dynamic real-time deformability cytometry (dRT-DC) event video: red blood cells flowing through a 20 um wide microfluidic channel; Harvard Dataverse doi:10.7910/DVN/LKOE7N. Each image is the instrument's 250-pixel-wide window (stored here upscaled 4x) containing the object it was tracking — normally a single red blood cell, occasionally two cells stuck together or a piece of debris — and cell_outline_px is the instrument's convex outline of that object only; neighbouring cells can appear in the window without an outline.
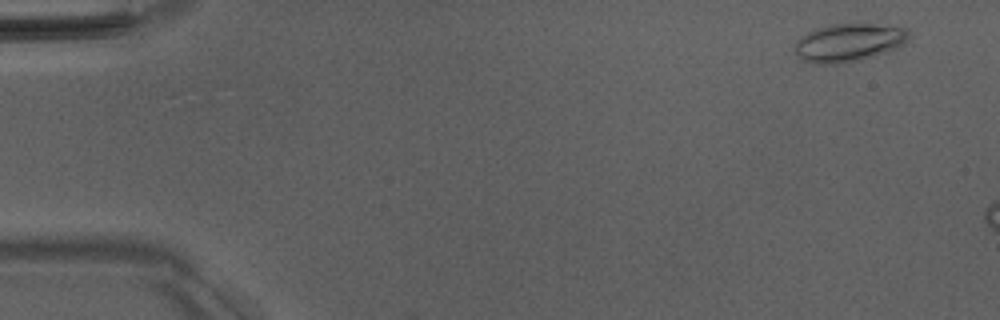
{"species": "Egyptian fruit bat (a non-hibernating species)", "species_latin": "Rousettus aegyptiacus", "temperature_condition": "room temperature", "stored_images_in_passage": 9, "camera_frame_rate_fps": 3000, "um_per_image_px": 0.085, "animal": {"sex": "male"}, "frame": {"image": 1, "passage_image": 3, "time_ms": 0.667, "image_size_px": [1000, 320], "cell_outline_px": [[908, 40], [904, 44], [888, 52], [860, 60], [836, 64], [812, 64], [800, 60], [796, 56], [796, 40], [800, 36], [816, 28], [832, 24], [872, 24], [908, 28]], "centroid_in_image_um": [72.12, 3.63], "position_along_channel_um": 12.9, "area_um2": 25.49}}